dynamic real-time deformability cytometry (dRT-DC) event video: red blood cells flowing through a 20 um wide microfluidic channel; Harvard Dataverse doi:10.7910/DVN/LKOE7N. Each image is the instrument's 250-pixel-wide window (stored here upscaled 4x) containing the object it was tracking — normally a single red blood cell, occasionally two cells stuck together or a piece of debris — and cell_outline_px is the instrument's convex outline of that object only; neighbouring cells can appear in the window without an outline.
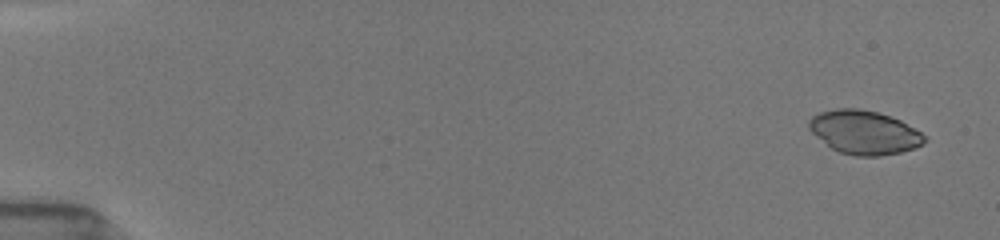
{"species": "common noctule bat (a hibernating species)", "species_latin": "Nyctalus noctula", "temperature_condition": "room temperature", "stored_images_in_passage": 9, "camera_frame_rate_fps": 3000, "um_per_image_px": 0.085, "animal": {"sex": "female", "body_mass_g": 19.5, "forearm_length_mm": 54.1}, "frame": {"image": 1, "passage_image": 1, "time_ms": 0.0, "image_size_px": [1000, 240], "cell_outline_px": [[928, 140], [924, 144], [900, 152], [880, 156], [856, 156], [840, 152], [832, 148], [812, 132], [808, 128], [808, 120], [812, 116], [820, 112], [836, 108], [860, 108], [876, 112], [900, 120], [920, 132]], "centroid_in_image_um": [73.45, 11.24], "position_along_channel_um": 11.6, "area_um2": 29.19}}
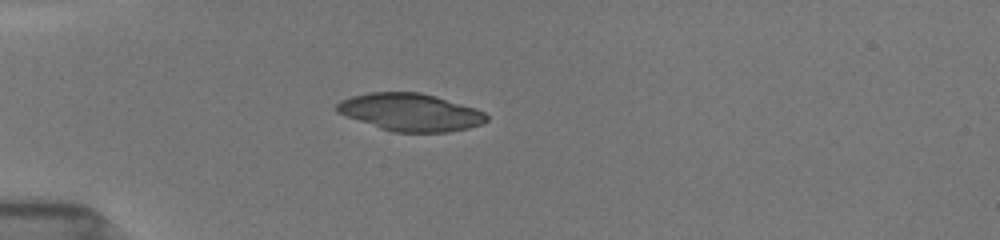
{"frame": {"image": 2, "passage_image": 6, "time_ms": 4.333, "image_size_px": [1000, 240], "cell_outline_px": [[488, 120], [480, 124], [468, 128], [448, 132], [392, 132], [380, 128], [336, 112], [336, 104], [340, 100], [352, 96], [368, 92], [420, 92], [436, 96], [476, 108], [484, 112], [488, 116]], "centroid_in_image_um": [34.89, 9.53], "position_along_channel_um": 50.1, "area_um2": 32.71}}